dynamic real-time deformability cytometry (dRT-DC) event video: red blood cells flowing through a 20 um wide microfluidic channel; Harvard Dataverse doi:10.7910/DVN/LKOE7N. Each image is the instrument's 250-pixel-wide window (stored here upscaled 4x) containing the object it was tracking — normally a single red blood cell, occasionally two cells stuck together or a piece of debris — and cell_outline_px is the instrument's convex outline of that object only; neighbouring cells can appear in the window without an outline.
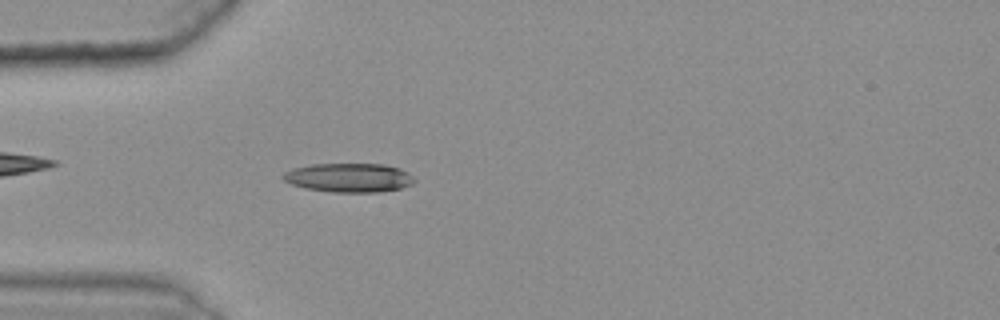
{"species": "common noctule bat (a hibernating species)", "species_latin": "Nyctalus noctula", "temperature_condition": "warm", "stored_images_in_passage": 43, "camera_frame_rate_fps": 3000, "um_per_image_px": 0.085, "animal": {"sex": "female", "body_mass_g": 25.1}, "frame": {"image": 1, "passage_image": 16, "time_ms": 5.0, "image_size_px": [1000, 320], "cell_outline_px": [[416, 180], [412, 184], [400, 188], [380, 192], [332, 192], [304, 188], [292, 184], [284, 180], [280, 176], [284, 172], [292, 168], [312, 164], [384, 164], [400, 168], [408, 172]], "centroid_in_image_um": [29.65, 15.1], "position_along_channel_um": 55.3, "area_um2": 22.31}}
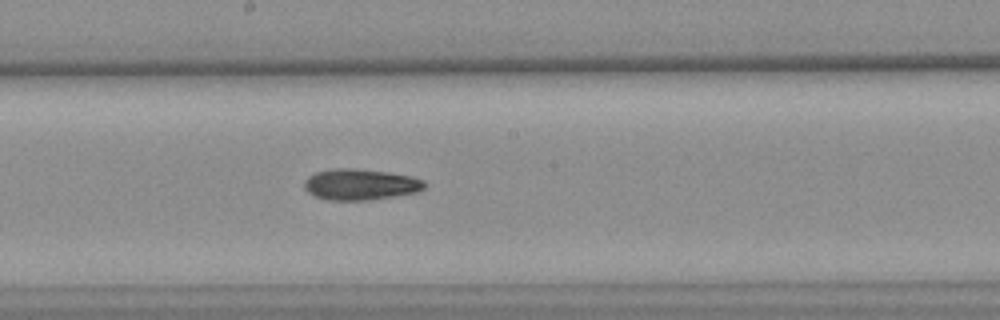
{"frame": {"image": 2, "passage_image": 30, "time_ms": 9.667, "image_size_px": [1000, 320], "cell_outline_px": [[424, 188], [416, 192], [368, 200], [328, 200], [316, 196], [308, 192], [304, 188], [304, 180], [308, 176], [316, 172], [332, 168], [356, 168], [388, 172], [412, 176], [424, 180]], "centroid_in_image_um": [30.6, 15.66], "position_along_channel_um": 217.6, "area_um2": 21.73}}
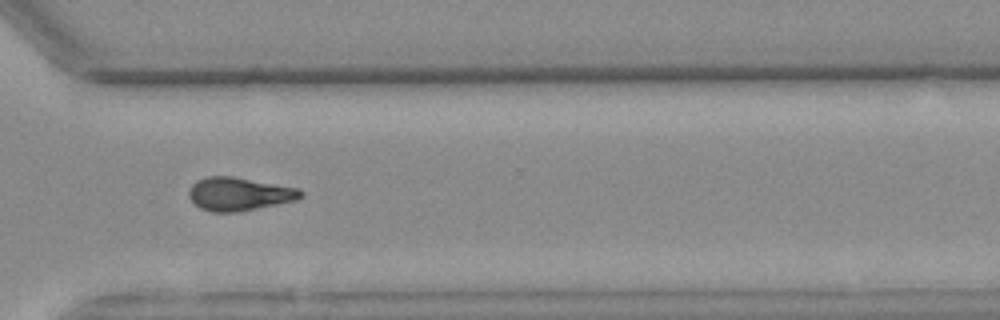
{"frame": {"image": 3, "passage_image": 41, "time_ms": 13.333, "image_size_px": [1000, 320], "cell_outline_px": [[304, 196], [296, 200], [236, 212], [212, 212], [200, 208], [188, 196], [188, 192], [192, 184], [196, 180], [208, 176], [232, 176], [296, 188], [304, 192]], "centroid_in_image_um": [20.29, 16.48], "position_along_channel_um": 350.3, "area_um2": 21.44}}